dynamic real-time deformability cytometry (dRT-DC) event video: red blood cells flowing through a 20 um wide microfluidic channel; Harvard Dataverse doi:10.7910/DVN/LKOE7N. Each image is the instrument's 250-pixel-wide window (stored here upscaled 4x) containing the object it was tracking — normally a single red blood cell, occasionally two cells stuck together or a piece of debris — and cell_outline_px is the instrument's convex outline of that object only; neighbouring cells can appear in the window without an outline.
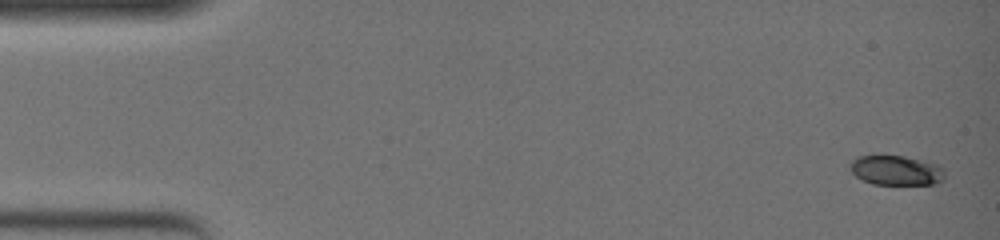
{"species": "common noctule bat (a hibernating species)", "species_latin": "Nyctalus noctula", "temperature_condition": "warm", "stored_images_in_passage": 50, "camera_frame_rate_fps": 3000, "um_per_image_px": 0.085, "animal": {"sex": "female", "body_mass_g": 19.0, "forearm_length_mm": 51.5}, "frame": {"image": 1, "passage_image": 1, "time_ms": 0.0, "image_size_px": [1000, 240], "cell_outline_px": [[944, 180], [936, 184], [872, 184], [856, 176], [852, 172], [852, 160], [860, 156], [904, 156], [932, 164], [940, 168], [944, 172]], "centroid_in_image_um": [76.17, 14.5], "position_along_channel_um": 8.8, "area_um2": 15.84}}
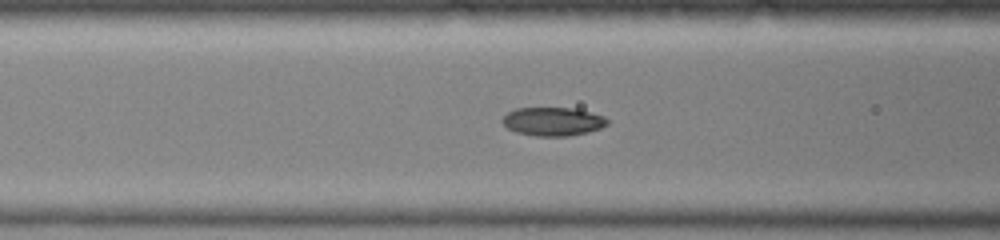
{"frame": {"image": 2, "passage_image": 21, "time_ms": 6.667, "image_size_px": [1000, 240], "cell_outline_px": [[608, 124], [600, 128], [588, 132], [568, 136], [536, 136], [516, 132], [508, 128], [500, 120], [508, 112], [516, 108], [572, 108], [604, 116], [608, 120]], "centroid_in_image_um": [46.98, 10.33], "position_along_channel_um": 119.6, "area_um2": 17.34}}
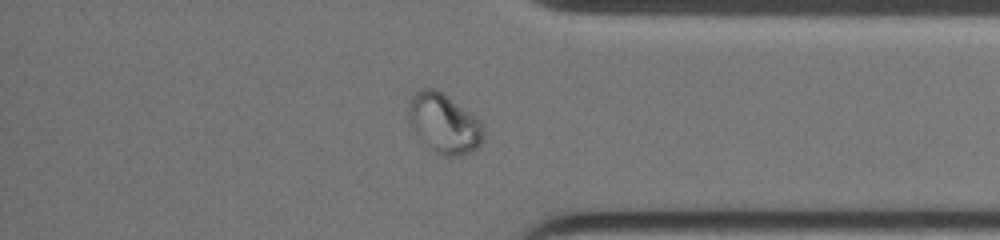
{"frame": {"image": 3, "passage_image": 43, "time_ms": 14.0, "image_size_px": [1000, 240], "cell_outline_px": [[484, 136], [480, 144], [472, 152], [460, 156], [444, 156], [432, 148], [416, 132], [408, 116], [408, 108], [412, 96], [420, 88], [436, 88], [476, 116], [480, 120], [484, 128]], "centroid_in_image_um": [37.79, 10.47], "position_along_channel_um": 397.4, "area_um2": 25.61}}